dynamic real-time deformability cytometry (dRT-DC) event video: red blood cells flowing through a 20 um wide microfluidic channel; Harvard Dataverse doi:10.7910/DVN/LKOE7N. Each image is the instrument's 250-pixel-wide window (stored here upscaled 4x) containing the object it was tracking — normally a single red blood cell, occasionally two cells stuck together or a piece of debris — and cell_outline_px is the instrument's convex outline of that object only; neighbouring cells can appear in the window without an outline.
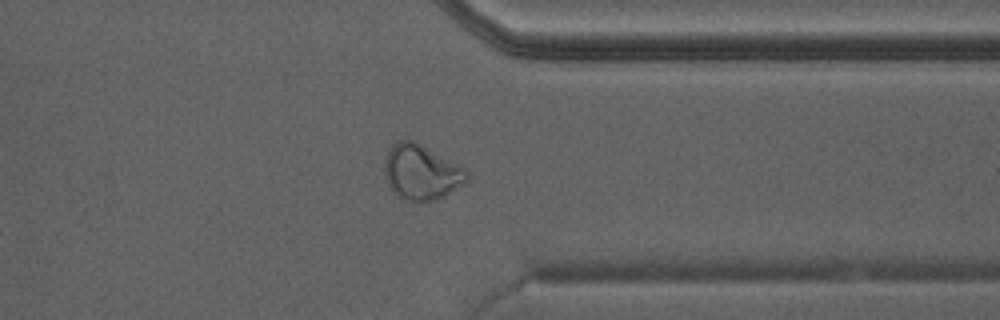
{"species": "Egyptian fruit bat (a non-hibernating species)", "species_latin": "Rousettus aegyptiacus", "temperature_condition": "warm", "stored_images_in_passage": 32, "camera_frame_rate_fps": 3000, "um_per_image_px": 0.085, "animal": {"sex": "male"}, "frame": {"image": 1, "passage_image": 28, "time_ms": 9.0, "image_size_px": [1000, 320], "cell_outline_px": [[468, 184], [436, 200], [408, 200], [400, 196], [388, 184], [384, 176], [384, 164], [388, 148], [392, 144], [400, 140], [412, 140], [420, 144], [464, 168], [468, 172]], "centroid_in_image_um": [35.83, 14.63], "position_along_channel_um": 375.6, "area_um2": 26.18}}